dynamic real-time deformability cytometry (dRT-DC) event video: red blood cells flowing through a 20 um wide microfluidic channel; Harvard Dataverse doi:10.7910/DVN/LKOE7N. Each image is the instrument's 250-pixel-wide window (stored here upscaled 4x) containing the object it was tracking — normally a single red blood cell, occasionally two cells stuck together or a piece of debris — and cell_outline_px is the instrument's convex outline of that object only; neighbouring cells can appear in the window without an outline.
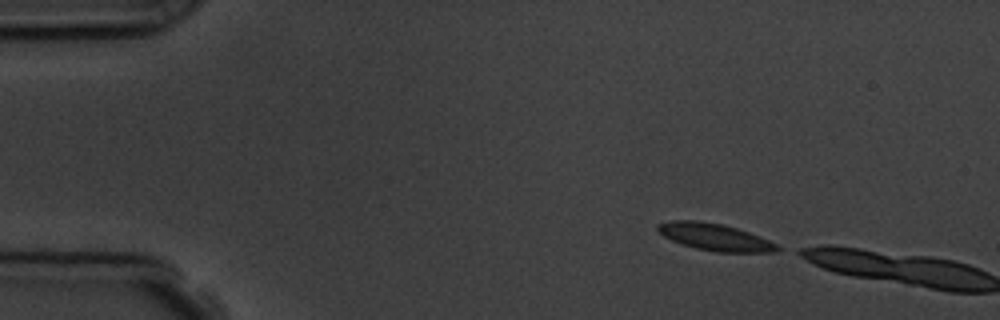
{"species": "common noctule bat (a hibernating species)", "species_latin": "Nyctalus noctula", "temperature_condition": "room temperature", "stored_images_in_passage": 2, "camera_frame_rate_fps": 3000, "um_per_image_px": 0.085, "animal": {"sex": "male", "body_mass_g": 19.5, "forearm_length_mm": 54.6}, "frame": {"image": 1, "passage_image": 1, "time_ms": 0.0, "image_size_px": [1000, 320], "cell_outline_px": [[784, 248], [776, 252], [716, 252], [696, 248], [680, 244], [664, 236], [656, 228], [656, 224], [668, 220], [696, 220], [720, 224], [736, 228], [748, 232], [768, 240]], "centroid_in_image_um": [60.74, 20.15], "position_along_channel_um": 24.3, "area_um2": 18.79}}